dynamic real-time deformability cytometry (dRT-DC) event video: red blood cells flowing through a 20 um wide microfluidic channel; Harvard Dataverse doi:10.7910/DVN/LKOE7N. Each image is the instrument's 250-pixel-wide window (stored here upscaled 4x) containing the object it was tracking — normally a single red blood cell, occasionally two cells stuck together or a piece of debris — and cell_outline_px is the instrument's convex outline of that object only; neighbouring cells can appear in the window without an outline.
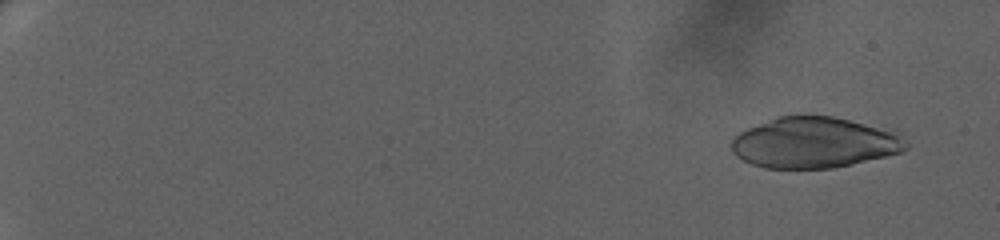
{"species": "human", "species_latin": "Homo sapiens", "temperature_condition": "warm", "stored_images_in_passage": 52, "segment_of_instrument_passage": [1, 2], "camera_frame_rate_fps": 3000, "um_per_image_px": 0.085, "donor": {"sex": "female"}, "frame": {"image": 1, "passage_image": 5, "time_ms": 1.333, "image_size_px": [1000, 240], "cell_outline_px": [[908, 148], [900, 152], [884, 156], [832, 168], [764, 168], [752, 164], [736, 156], [732, 152], [732, 140], [740, 132], [748, 128], [776, 116], [832, 116], [896, 128], [908, 144]], "centroid_in_image_um": [69.29, 12.1], "position_along_channel_um": 15.7, "area_um2": 52.02}}
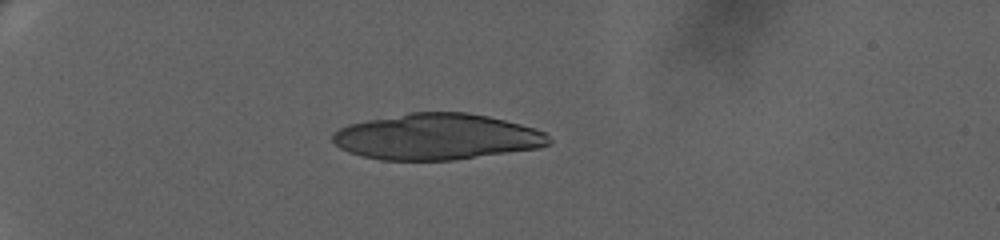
{"frame": {"image": 2, "passage_image": 22, "time_ms": 7.0, "image_size_px": [1000, 240], "cell_outline_px": [[552, 140], [548, 144], [540, 148], [452, 160], [380, 160], [348, 152], [340, 148], [332, 140], [332, 136], [340, 128], [348, 124], [408, 112], [468, 112], [488, 116], [536, 128], [544, 132]], "centroid_in_image_um": [37.14, 11.62], "position_along_channel_um": 47.9, "area_um2": 57.97}}